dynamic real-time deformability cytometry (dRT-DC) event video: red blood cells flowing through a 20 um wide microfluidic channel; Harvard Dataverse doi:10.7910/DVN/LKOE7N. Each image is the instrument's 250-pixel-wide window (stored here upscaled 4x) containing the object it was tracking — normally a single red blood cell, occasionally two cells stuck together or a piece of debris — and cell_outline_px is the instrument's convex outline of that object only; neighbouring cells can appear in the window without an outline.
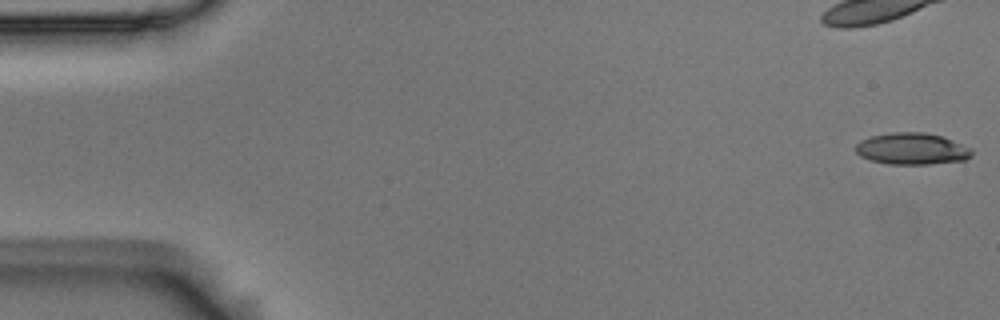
{"species": "Egyptian fruit bat (a non-hibernating species)", "species_latin": "Rousettus aegyptiacus", "temperature_condition": "room temperature", "stored_images_in_passage": 56, "camera_frame_rate_fps": 3000, "um_per_image_px": 0.085, "animal": {"sex": "male"}, "frame": {"image": 1, "passage_image": 1, "time_ms": 0.0, "image_size_px": [1000, 320], "cell_outline_px": [[972, 156], [964, 160], [928, 164], [888, 164], [872, 160], [860, 156], [856, 152], [856, 144], [860, 140], [872, 136], [892, 132], [924, 132], [944, 136], [972, 148]], "centroid_in_image_um": [77.54, 12.64], "position_along_channel_um": 7.5, "area_um2": 21.5}}